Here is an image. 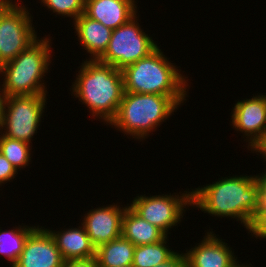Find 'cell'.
<instances>
[{"label": "cell", "mask_w": 266, "mask_h": 267, "mask_svg": "<svg viewBox=\"0 0 266 267\" xmlns=\"http://www.w3.org/2000/svg\"><path fill=\"white\" fill-rule=\"evenodd\" d=\"M228 177L193 189L191 207L214 217L236 219L247 230L260 207L259 183L256 175Z\"/></svg>", "instance_id": "obj_1"}, {"label": "cell", "mask_w": 266, "mask_h": 267, "mask_svg": "<svg viewBox=\"0 0 266 267\" xmlns=\"http://www.w3.org/2000/svg\"><path fill=\"white\" fill-rule=\"evenodd\" d=\"M81 64L70 89L72 96L86 104L94 119L99 118L109 126L124 95L122 70L98 60L86 59Z\"/></svg>", "instance_id": "obj_2"}, {"label": "cell", "mask_w": 266, "mask_h": 267, "mask_svg": "<svg viewBox=\"0 0 266 267\" xmlns=\"http://www.w3.org/2000/svg\"><path fill=\"white\" fill-rule=\"evenodd\" d=\"M169 59L158 47L147 57L126 66L122 70L124 92L170 96L182 105L188 97V77Z\"/></svg>", "instance_id": "obj_3"}, {"label": "cell", "mask_w": 266, "mask_h": 267, "mask_svg": "<svg viewBox=\"0 0 266 267\" xmlns=\"http://www.w3.org/2000/svg\"><path fill=\"white\" fill-rule=\"evenodd\" d=\"M39 38L14 59L0 66L2 88L7 97L48 93L43 77L50 72L52 40L47 36Z\"/></svg>", "instance_id": "obj_4"}, {"label": "cell", "mask_w": 266, "mask_h": 267, "mask_svg": "<svg viewBox=\"0 0 266 267\" xmlns=\"http://www.w3.org/2000/svg\"><path fill=\"white\" fill-rule=\"evenodd\" d=\"M179 107L170 96L124 92L118 112L109 125L141 142Z\"/></svg>", "instance_id": "obj_5"}, {"label": "cell", "mask_w": 266, "mask_h": 267, "mask_svg": "<svg viewBox=\"0 0 266 267\" xmlns=\"http://www.w3.org/2000/svg\"><path fill=\"white\" fill-rule=\"evenodd\" d=\"M138 19L136 14L112 31L108 47L98 61L123 70L126 66L147 57L159 47L153 37L142 30Z\"/></svg>", "instance_id": "obj_6"}, {"label": "cell", "mask_w": 266, "mask_h": 267, "mask_svg": "<svg viewBox=\"0 0 266 267\" xmlns=\"http://www.w3.org/2000/svg\"><path fill=\"white\" fill-rule=\"evenodd\" d=\"M46 100V95L6 97L0 134L32 144L31 140L41 124Z\"/></svg>", "instance_id": "obj_7"}, {"label": "cell", "mask_w": 266, "mask_h": 267, "mask_svg": "<svg viewBox=\"0 0 266 267\" xmlns=\"http://www.w3.org/2000/svg\"><path fill=\"white\" fill-rule=\"evenodd\" d=\"M30 15L22 2L0 6V66L14 59L38 38Z\"/></svg>", "instance_id": "obj_8"}, {"label": "cell", "mask_w": 266, "mask_h": 267, "mask_svg": "<svg viewBox=\"0 0 266 267\" xmlns=\"http://www.w3.org/2000/svg\"><path fill=\"white\" fill-rule=\"evenodd\" d=\"M154 196L145 194L134 197L128 204L139 216L160 229L166 236L169 230L180 224L185 209L192 206V191Z\"/></svg>", "instance_id": "obj_9"}, {"label": "cell", "mask_w": 266, "mask_h": 267, "mask_svg": "<svg viewBox=\"0 0 266 267\" xmlns=\"http://www.w3.org/2000/svg\"><path fill=\"white\" fill-rule=\"evenodd\" d=\"M231 112L233 129L243 133L247 149L254 153L266 137V95L238 100Z\"/></svg>", "instance_id": "obj_10"}, {"label": "cell", "mask_w": 266, "mask_h": 267, "mask_svg": "<svg viewBox=\"0 0 266 267\" xmlns=\"http://www.w3.org/2000/svg\"><path fill=\"white\" fill-rule=\"evenodd\" d=\"M127 206L119 204L102 206L89 210L83 216L82 224L92 244L99 245L122 236V218Z\"/></svg>", "instance_id": "obj_11"}, {"label": "cell", "mask_w": 266, "mask_h": 267, "mask_svg": "<svg viewBox=\"0 0 266 267\" xmlns=\"http://www.w3.org/2000/svg\"><path fill=\"white\" fill-rule=\"evenodd\" d=\"M63 262L47 228L38 225L29 234L22 253L12 267H61Z\"/></svg>", "instance_id": "obj_12"}, {"label": "cell", "mask_w": 266, "mask_h": 267, "mask_svg": "<svg viewBox=\"0 0 266 267\" xmlns=\"http://www.w3.org/2000/svg\"><path fill=\"white\" fill-rule=\"evenodd\" d=\"M207 231L201 243L184 253L188 267H230L238 258L232 247L216 236L212 229Z\"/></svg>", "instance_id": "obj_13"}, {"label": "cell", "mask_w": 266, "mask_h": 267, "mask_svg": "<svg viewBox=\"0 0 266 267\" xmlns=\"http://www.w3.org/2000/svg\"><path fill=\"white\" fill-rule=\"evenodd\" d=\"M136 3L135 0H85L84 14L114 30L136 15Z\"/></svg>", "instance_id": "obj_14"}, {"label": "cell", "mask_w": 266, "mask_h": 267, "mask_svg": "<svg viewBox=\"0 0 266 267\" xmlns=\"http://www.w3.org/2000/svg\"><path fill=\"white\" fill-rule=\"evenodd\" d=\"M53 237L64 261L89 259L96 257V247L81 224L77 228L52 230L47 229Z\"/></svg>", "instance_id": "obj_15"}, {"label": "cell", "mask_w": 266, "mask_h": 267, "mask_svg": "<svg viewBox=\"0 0 266 267\" xmlns=\"http://www.w3.org/2000/svg\"><path fill=\"white\" fill-rule=\"evenodd\" d=\"M81 46L89 54V60H98L106 51L111 40L112 29L92 20L84 13L72 22Z\"/></svg>", "instance_id": "obj_16"}, {"label": "cell", "mask_w": 266, "mask_h": 267, "mask_svg": "<svg viewBox=\"0 0 266 267\" xmlns=\"http://www.w3.org/2000/svg\"><path fill=\"white\" fill-rule=\"evenodd\" d=\"M122 236L135 246L160 242L166 235L139 216L128 204L122 218Z\"/></svg>", "instance_id": "obj_17"}, {"label": "cell", "mask_w": 266, "mask_h": 267, "mask_svg": "<svg viewBox=\"0 0 266 267\" xmlns=\"http://www.w3.org/2000/svg\"><path fill=\"white\" fill-rule=\"evenodd\" d=\"M135 245L120 236L96 248L98 267H131Z\"/></svg>", "instance_id": "obj_18"}, {"label": "cell", "mask_w": 266, "mask_h": 267, "mask_svg": "<svg viewBox=\"0 0 266 267\" xmlns=\"http://www.w3.org/2000/svg\"><path fill=\"white\" fill-rule=\"evenodd\" d=\"M36 227L18 225V227L15 226L10 231L0 229V257H6L10 267L17 262L29 234Z\"/></svg>", "instance_id": "obj_19"}, {"label": "cell", "mask_w": 266, "mask_h": 267, "mask_svg": "<svg viewBox=\"0 0 266 267\" xmlns=\"http://www.w3.org/2000/svg\"><path fill=\"white\" fill-rule=\"evenodd\" d=\"M168 237L153 244L136 246L131 267H155L169 260L176 251L168 247Z\"/></svg>", "instance_id": "obj_20"}, {"label": "cell", "mask_w": 266, "mask_h": 267, "mask_svg": "<svg viewBox=\"0 0 266 267\" xmlns=\"http://www.w3.org/2000/svg\"><path fill=\"white\" fill-rule=\"evenodd\" d=\"M32 147V144L28 142L12 139L0 134V152L17 171L18 169L20 171L27 166L29 167Z\"/></svg>", "instance_id": "obj_21"}, {"label": "cell", "mask_w": 266, "mask_h": 267, "mask_svg": "<svg viewBox=\"0 0 266 267\" xmlns=\"http://www.w3.org/2000/svg\"><path fill=\"white\" fill-rule=\"evenodd\" d=\"M39 1V0H38ZM47 9L61 17H71L76 20L85 10V0H40Z\"/></svg>", "instance_id": "obj_22"}, {"label": "cell", "mask_w": 266, "mask_h": 267, "mask_svg": "<svg viewBox=\"0 0 266 267\" xmlns=\"http://www.w3.org/2000/svg\"><path fill=\"white\" fill-rule=\"evenodd\" d=\"M247 231L256 239H266V204H260L258 212L254 216L253 221L251 222Z\"/></svg>", "instance_id": "obj_23"}, {"label": "cell", "mask_w": 266, "mask_h": 267, "mask_svg": "<svg viewBox=\"0 0 266 267\" xmlns=\"http://www.w3.org/2000/svg\"><path fill=\"white\" fill-rule=\"evenodd\" d=\"M18 171L12 166V164L6 159V157L0 152V187L2 184L14 180Z\"/></svg>", "instance_id": "obj_24"}, {"label": "cell", "mask_w": 266, "mask_h": 267, "mask_svg": "<svg viewBox=\"0 0 266 267\" xmlns=\"http://www.w3.org/2000/svg\"><path fill=\"white\" fill-rule=\"evenodd\" d=\"M155 267H188V264L184 253L176 252L169 260Z\"/></svg>", "instance_id": "obj_25"}, {"label": "cell", "mask_w": 266, "mask_h": 267, "mask_svg": "<svg viewBox=\"0 0 266 267\" xmlns=\"http://www.w3.org/2000/svg\"><path fill=\"white\" fill-rule=\"evenodd\" d=\"M61 267H98L96 258L67 260Z\"/></svg>", "instance_id": "obj_26"}, {"label": "cell", "mask_w": 266, "mask_h": 267, "mask_svg": "<svg viewBox=\"0 0 266 267\" xmlns=\"http://www.w3.org/2000/svg\"><path fill=\"white\" fill-rule=\"evenodd\" d=\"M259 183L260 204H266V171L256 175Z\"/></svg>", "instance_id": "obj_27"}, {"label": "cell", "mask_w": 266, "mask_h": 267, "mask_svg": "<svg viewBox=\"0 0 266 267\" xmlns=\"http://www.w3.org/2000/svg\"><path fill=\"white\" fill-rule=\"evenodd\" d=\"M2 85V84H0ZM0 123H1V120L3 118V113H4V105H5V102H6V94L4 93V90L3 88L0 87Z\"/></svg>", "instance_id": "obj_28"}, {"label": "cell", "mask_w": 266, "mask_h": 267, "mask_svg": "<svg viewBox=\"0 0 266 267\" xmlns=\"http://www.w3.org/2000/svg\"><path fill=\"white\" fill-rule=\"evenodd\" d=\"M254 152L260 153L264 161H266V137Z\"/></svg>", "instance_id": "obj_29"}, {"label": "cell", "mask_w": 266, "mask_h": 267, "mask_svg": "<svg viewBox=\"0 0 266 267\" xmlns=\"http://www.w3.org/2000/svg\"><path fill=\"white\" fill-rule=\"evenodd\" d=\"M16 0H0V5H17L19 0L15 3Z\"/></svg>", "instance_id": "obj_30"}, {"label": "cell", "mask_w": 266, "mask_h": 267, "mask_svg": "<svg viewBox=\"0 0 266 267\" xmlns=\"http://www.w3.org/2000/svg\"><path fill=\"white\" fill-rule=\"evenodd\" d=\"M251 264H247V265H245V264H243V263H241V264H239V261H236L235 263H233L230 267H251L250 266Z\"/></svg>", "instance_id": "obj_31"}]
</instances>
